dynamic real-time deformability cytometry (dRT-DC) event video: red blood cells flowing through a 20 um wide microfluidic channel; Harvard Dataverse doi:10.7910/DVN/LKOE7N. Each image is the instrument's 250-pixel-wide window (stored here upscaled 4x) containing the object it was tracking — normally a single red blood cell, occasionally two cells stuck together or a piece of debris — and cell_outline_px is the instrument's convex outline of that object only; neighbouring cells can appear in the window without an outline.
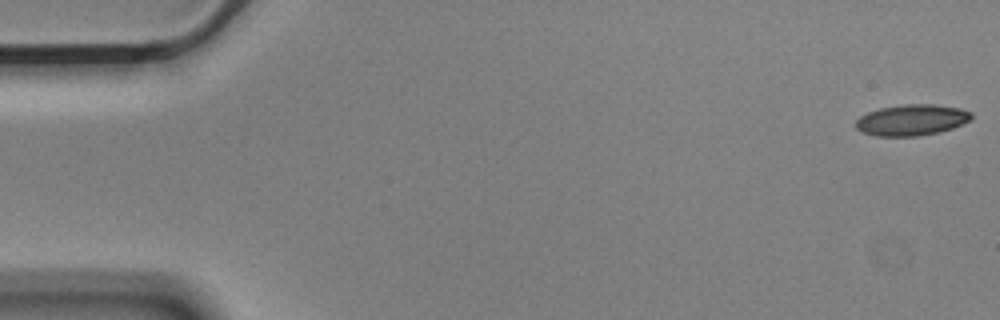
{"species": "Egyptian fruit bat (a non-hibernating species)", "species_latin": "Rousettus aegyptiacus", "temperature_condition": "cold", "stored_images_in_passage": 56, "camera_frame_rate_fps": 3000, "um_per_image_px": 0.085, "animal": {"sex": "male"}, "frame": {"image": 1, "passage_image": 1, "time_ms": 0.0, "image_size_px": [1000, 320], "cell_outline_px": [[972, 116], [968, 120], [952, 128], [936, 132], [916, 136], [876, 136], [864, 132], [856, 128], [856, 120], [860, 116], [868, 112], [880, 108], [900, 104], [936, 104], [960, 108], [972, 112]], "centroid_in_image_um": [77.47, 10.18], "position_along_channel_um": 7.5, "area_um2": 20.75}}
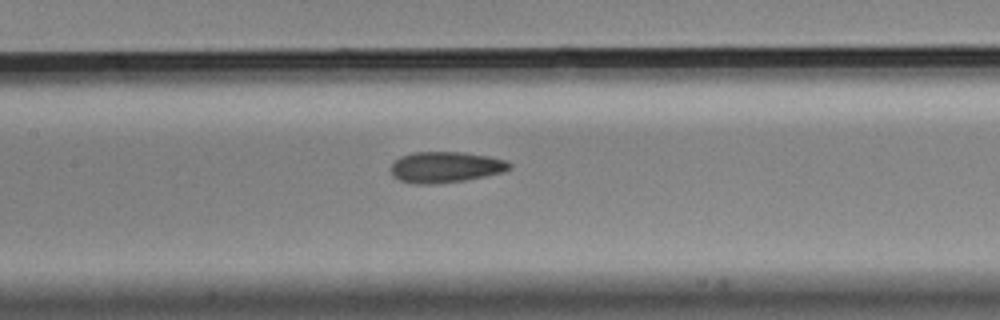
{"frame": {"image": 2, "passage_image": 26, "time_ms": 8.333, "image_size_px": [1000, 320], "cell_outline_px": [[512, 168], [500, 172], [484, 176], [464, 180], [432, 184], [416, 184], [400, 180], [392, 176], [392, 164], [400, 156], [412, 152], [464, 152], [488, 156], [508, 160], [512, 164]], "centroid_in_image_um": [37.88, 14.19], "position_along_channel_um": 169.5, "area_um2": 21.33}}
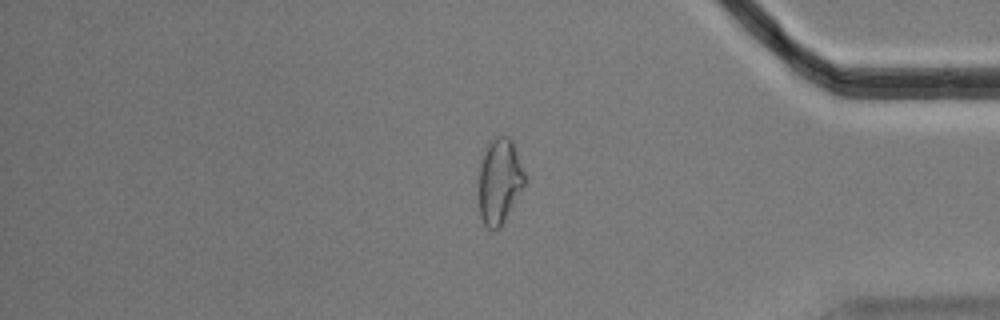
{"frame": {"image": 3, "passage_image": 47, "time_ms": 15.333, "image_size_px": [1000, 320], "cell_outline_px": [[528, 180], [500, 228], [488, 228], [484, 224], [480, 216], [480, 164], [488, 140], [496, 136], [508, 136], [512, 140]], "centroid_in_image_um": [42.49, 15.36], "position_along_channel_um": 392.7, "area_um2": 22.89}, "authors_computed_cell_mechanics": {"area_um2": 21.3571, "velocity_mm_per_s": 3.5573, "shape_relaxation_time_tau1_ms": null, "shape_relaxation_time_tau2_ms": 3.3081, "deformation_change_tau1": null, "deformation_change_tau2": 0.0931}}